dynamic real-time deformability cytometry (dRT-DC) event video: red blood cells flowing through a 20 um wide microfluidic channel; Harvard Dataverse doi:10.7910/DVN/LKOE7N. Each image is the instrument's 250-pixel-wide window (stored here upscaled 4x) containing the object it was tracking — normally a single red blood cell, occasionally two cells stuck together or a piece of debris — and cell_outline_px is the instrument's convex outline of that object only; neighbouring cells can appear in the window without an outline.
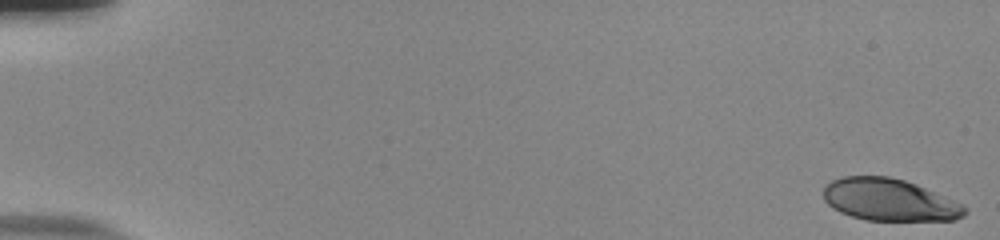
{"species": "human", "species_latin": "Homo sapiens", "temperature_condition": "room temperature", "stored_images_in_passage": 54, "camera_frame_rate_fps": 3000, "um_per_image_px": 0.085, "donor": {"sex": "male"}, "frame": {"image": 1, "passage_image": 1, "time_ms": 0.0, "image_size_px": [1000, 240], "cell_outline_px": [[968, 212], [964, 216], [956, 220], [864, 220], [840, 212], [832, 208], [824, 200], [824, 184], [832, 180], [844, 176], [888, 176], [904, 180], [916, 184], [952, 200], [968, 208]], "centroid_in_image_um": [75.57, 16.99], "position_along_channel_um": 9.4, "area_um2": 34.62}}
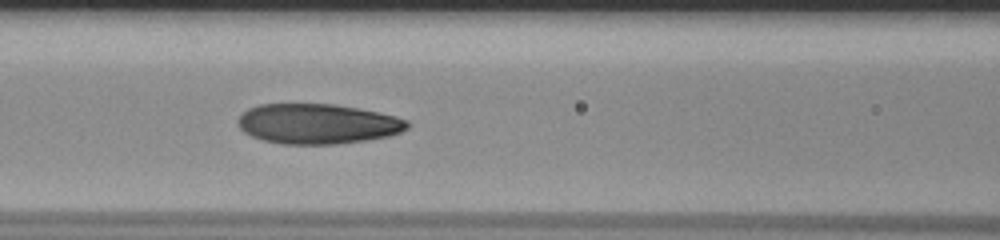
{"frame": {"image": 2, "passage_image": 25, "time_ms": 8.0, "image_size_px": [1000, 240], "cell_outline_px": [[412, 124], [408, 128], [400, 132], [388, 136], [368, 140], [336, 144], [284, 144], [264, 140], [252, 136], [244, 132], [240, 128], [236, 120], [248, 108], [260, 104], [336, 104], [360, 108], [380, 112], [396, 116], [408, 120]], "centroid_in_image_um": [27.03, 10.52], "position_along_channel_um": 139.6, "area_um2": 39.82}}
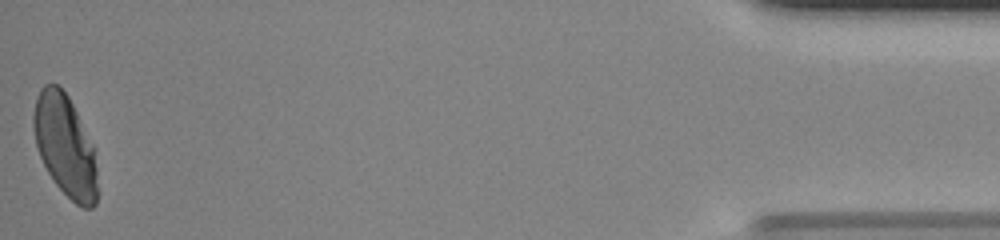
{"frame": {"image": 3, "passage_image": 54, "time_ms": 17.667, "image_size_px": [1000, 240], "cell_outline_px": [[96, 204], [92, 208], [80, 208], [56, 184], [48, 172], [40, 156], [36, 144], [32, 128], [32, 116], [36, 96], [40, 88], [44, 84], [56, 84], [68, 96], [96, 148]], "centroid_in_image_um": [5.53, 12.36], "position_along_channel_um": 429.7, "area_um2": 38.03}, "authors_computed_cell_mechanics": {"area_um2": 39.2173, "velocity_mm_per_s": 3.8598, "shape_relaxation_time_tau1_ms": 6.1405, "shape_relaxation_time_tau2_ms": 0.9925, "deformation_change_tau1": 0.2334, "deformation_change_tau2": 0.0637}}